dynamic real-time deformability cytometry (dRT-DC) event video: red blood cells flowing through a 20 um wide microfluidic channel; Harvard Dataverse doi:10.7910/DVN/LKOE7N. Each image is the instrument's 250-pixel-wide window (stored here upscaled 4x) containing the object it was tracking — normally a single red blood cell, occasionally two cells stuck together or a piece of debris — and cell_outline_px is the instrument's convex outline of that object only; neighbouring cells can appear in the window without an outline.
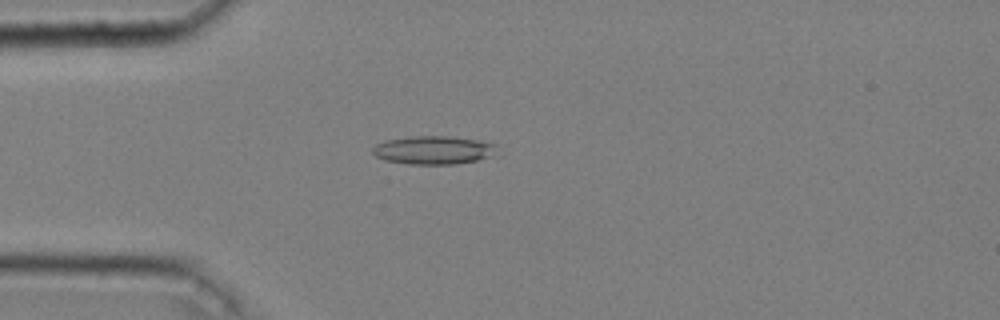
{"species": "common noctule bat (a hibernating species)", "species_latin": "Nyctalus noctula", "temperature_condition": "cold", "stored_images_in_passage": 53, "camera_frame_rate_fps": 3000, "um_per_image_px": 0.085, "animal": {"sex": "male", "body_mass_g": 20.4}, "frame": {"image": 1, "passage_image": 15, "time_ms": 4.667, "image_size_px": [1000, 320], "cell_outline_px": [[496, 144], [492, 156], [476, 160], [456, 164], [408, 164], [384, 160], [376, 156], [372, 152], [372, 148], [376, 144], [384, 140], [412, 136], [448, 136], [476, 140]], "centroid_in_image_um": [36.78, 12.76], "position_along_channel_um": 48.2, "area_um2": 20.4}}
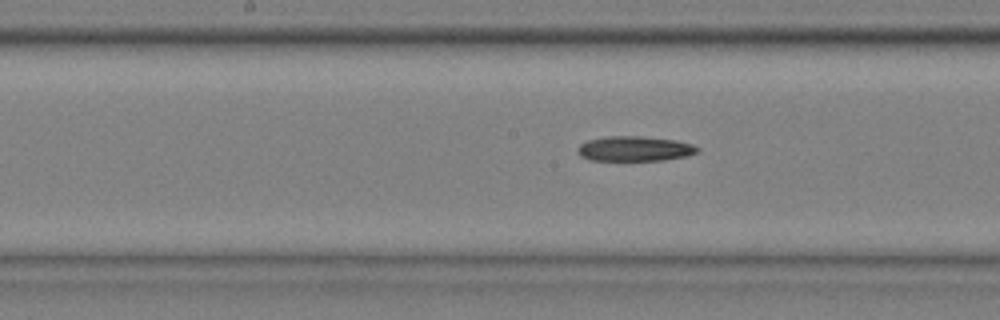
{"frame": {"image": 2, "passage_image": 28, "time_ms": 9.0, "image_size_px": [1000, 320], "cell_outline_px": [[700, 152], [688, 156], [664, 160], [592, 160], [580, 156], [576, 152], [576, 148], [580, 144], [588, 140], [608, 136], [640, 136], [676, 140], [692, 144], [700, 148]], "centroid_in_image_um": [53.96, 12.64], "position_along_channel_um": 194.2, "area_um2": 17.57}}
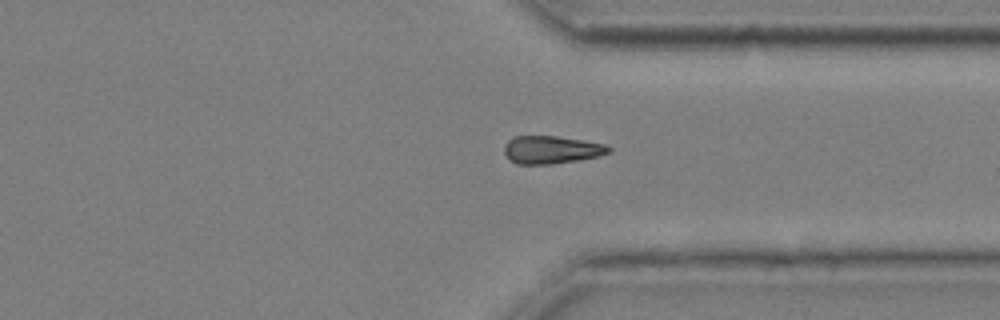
{"frame": {"image": 3, "passage_image": 42, "time_ms": 13.667, "image_size_px": [1000, 320], "cell_outline_px": [[612, 152], [600, 156], [552, 164], [516, 164], [508, 160], [504, 152], [504, 144], [512, 136], [556, 136], [604, 144], [612, 148]], "centroid_in_image_um": [46.84, 12.73], "position_along_channel_um": 364.6, "area_um2": 17.05}}